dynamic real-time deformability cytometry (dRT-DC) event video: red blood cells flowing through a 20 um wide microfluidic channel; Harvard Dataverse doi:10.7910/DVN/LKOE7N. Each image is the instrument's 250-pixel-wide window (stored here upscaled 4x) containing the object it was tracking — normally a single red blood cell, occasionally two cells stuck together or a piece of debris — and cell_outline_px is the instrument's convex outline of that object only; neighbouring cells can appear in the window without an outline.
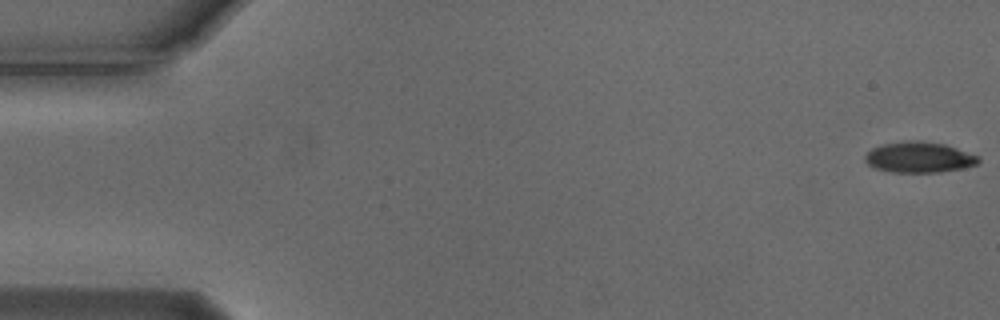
{"species": "Egyptian fruit bat (a non-hibernating species)", "species_latin": "Rousettus aegyptiacus", "temperature_condition": "cold", "stored_images_in_passage": 19, "camera_frame_rate_fps": 3000, "um_per_image_px": 0.085, "animal": {"sex": "male"}, "frame": {"image": 1, "passage_image": 1, "time_ms": 0.0, "image_size_px": [1000, 320], "cell_outline_px": [[980, 160], [976, 164], [960, 168], [940, 172], [892, 172], [876, 168], [868, 164], [864, 160], [864, 156], [872, 148], [884, 144], [944, 144], [980, 156]], "centroid_in_image_um": [78.13, 13.43], "position_along_channel_um": 6.9, "area_um2": 19.13}}
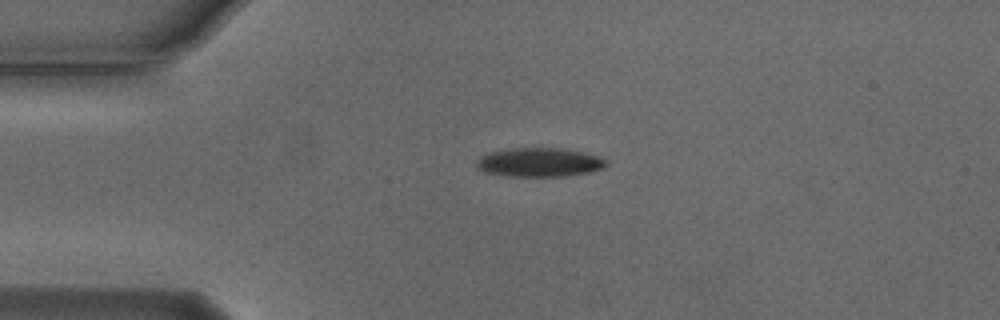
{"frame": {"image": 2, "passage_image": 13, "time_ms": 4.0, "image_size_px": [1000, 320], "cell_outline_px": [[608, 164], [604, 168], [588, 172], [564, 176], [508, 176], [484, 172], [476, 168], [476, 160], [480, 156], [492, 152], [512, 148], [560, 148], [580, 152], [596, 156], [608, 160]], "centroid_in_image_um": [45.82, 13.8], "position_along_channel_um": 39.2, "area_um2": 21.73}}
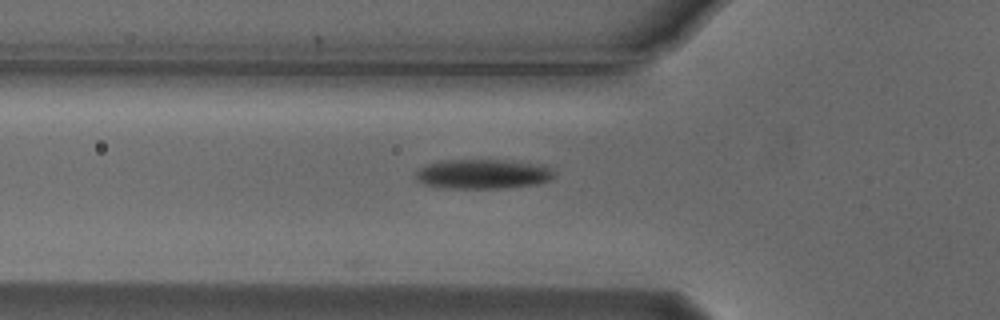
{"frame": {"image": 3, "passage_image": 19, "time_ms": 6.0, "image_size_px": [1000, 320], "cell_outline_px": [[556, 176], [548, 180], [536, 184], [504, 188], [440, 188], [424, 184], [416, 176], [416, 172], [420, 168], [428, 164], [440, 160], [504, 160], [540, 164], [548, 168]], "centroid_in_image_um": [41.02, 14.79], "position_along_channel_um": 84.8, "area_um2": 23.7}}